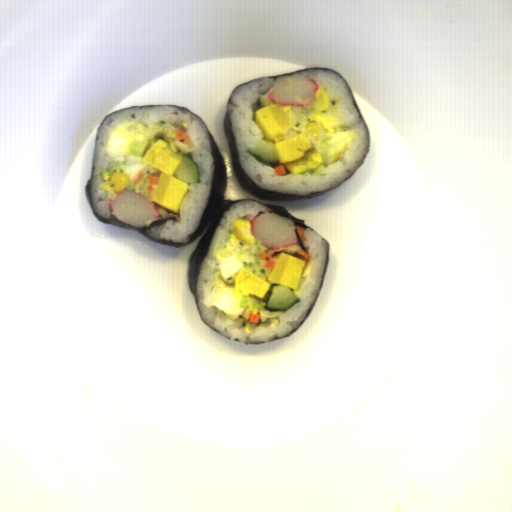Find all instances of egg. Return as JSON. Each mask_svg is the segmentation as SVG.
Here are the masks:
<instances>
[{
	"mask_svg": "<svg viewBox=\"0 0 512 512\" xmlns=\"http://www.w3.org/2000/svg\"><path fill=\"white\" fill-rule=\"evenodd\" d=\"M262 240L254 236V244L241 241L231 229L228 237L215 248L213 259L215 272L211 276L209 301L215 309L226 316L245 320L246 334H253L250 327L251 314L259 315L265 327H275L278 316L285 311L265 310L274 284L300 291L307 263L288 253L279 254L272 269L265 268L267 259L260 260L258 254L266 251Z\"/></svg>",
	"mask_w": 512,
	"mask_h": 512,
	"instance_id": "egg-1",
	"label": "egg"
},
{
	"mask_svg": "<svg viewBox=\"0 0 512 512\" xmlns=\"http://www.w3.org/2000/svg\"><path fill=\"white\" fill-rule=\"evenodd\" d=\"M105 151L110 163L101 173L102 191L115 199L118 192H113L109 179L114 172L127 173L128 182L123 189L143 194L149 202H154L159 213L158 218L148 219L143 227L165 217H180V206L190 185L173 176L183 157V152L177 148L175 132L165 127L153 125L148 128L136 121H126L112 130ZM141 170L145 174L143 179L136 186L132 185ZM150 174L159 176V182L147 196V176Z\"/></svg>",
	"mask_w": 512,
	"mask_h": 512,
	"instance_id": "egg-2",
	"label": "egg"
},
{
	"mask_svg": "<svg viewBox=\"0 0 512 512\" xmlns=\"http://www.w3.org/2000/svg\"><path fill=\"white\" fill-rule=\"evenodd\" d=\"M269 95L266 92L258 96L260 107L254 112V120L262 140L273 144L279 163L285 164L290 173L312 174L346 155L357 131L347 129L333 114L322 112L314 115V121L324 129L323 139L320 144L310 143L305 133L292 128L285 106L273 102Z\"/></svg>",
	"mask_w": 512,
	"mask_h": 512,
	"instance_id": "egg-3",
	"label": "egg"
}]
</instances>
